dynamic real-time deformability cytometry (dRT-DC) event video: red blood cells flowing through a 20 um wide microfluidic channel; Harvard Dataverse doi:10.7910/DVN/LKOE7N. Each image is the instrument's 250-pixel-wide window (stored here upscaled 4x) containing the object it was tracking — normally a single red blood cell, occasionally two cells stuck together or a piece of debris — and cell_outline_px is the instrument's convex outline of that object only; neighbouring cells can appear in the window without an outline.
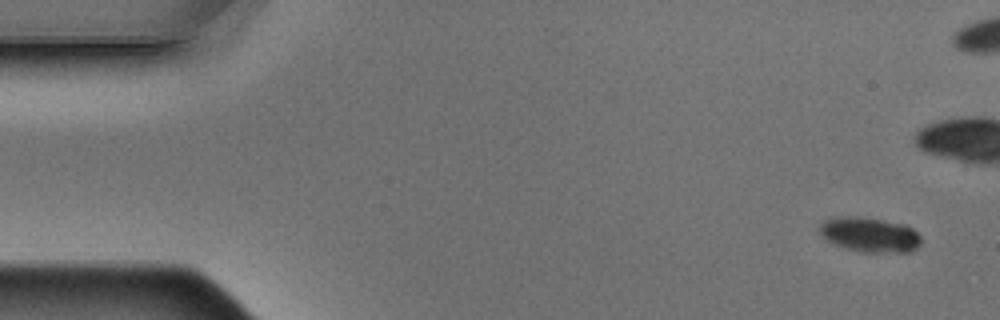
{"species": "Egyptian fruit bat (a non-hibernating species)", "species_latin": "Rousettus aegyptiacus", "temperature_condition": "warm", "stored_images_in_passage": 8, "camera_frame_rate_fps": 3000, "um_per_image_px": 0.085, "animal": {"sex": "male"}, "frame": {"image": 1, "passage_image": 1, "time_ms": 0.0, "image_size_px": [1000, 320], "cell_outline_px": [[920, 244], [916, 248], [908, 252], [860, 252], [844, 248], [832, 244], [820, 232], [820, 224], [824, 220], [836, 216], [860, 216], [904, 224], [912, 228], [920, 236]], "centroid_in_image_um": [73.9, 19.94], "position_along_channel_um": 11.1, "area_um2": 20.63}}
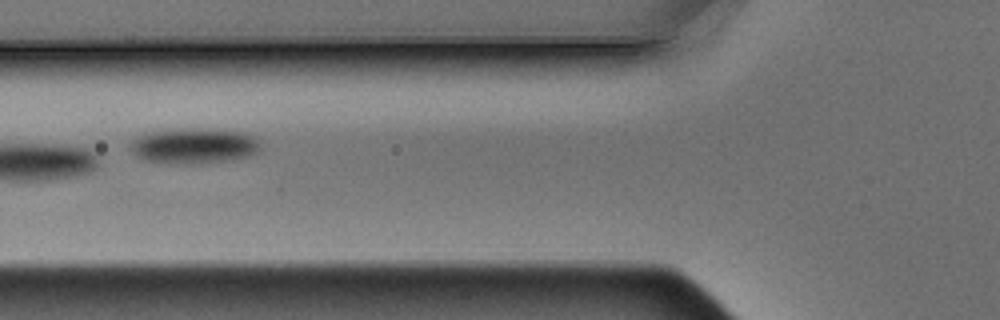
{"frame": {"image": 2, "passage_image": 7, "time_ms": 2.0, "image_size_px": [1000, 320], "cell_outline_px": [[260, 152], [248, 156], [228, 160], [192, 164], [180, 164], [144, 160], [136, 156], [132, 148], [132, 140], [148, 132], [196, 128], [200, 128], [244, 132], [256, 136], [260, 140]], "centroid_in_image_um": [16.57, 12.4], "position_along_channel_um": 109.2, "area_um2": 26.76}}
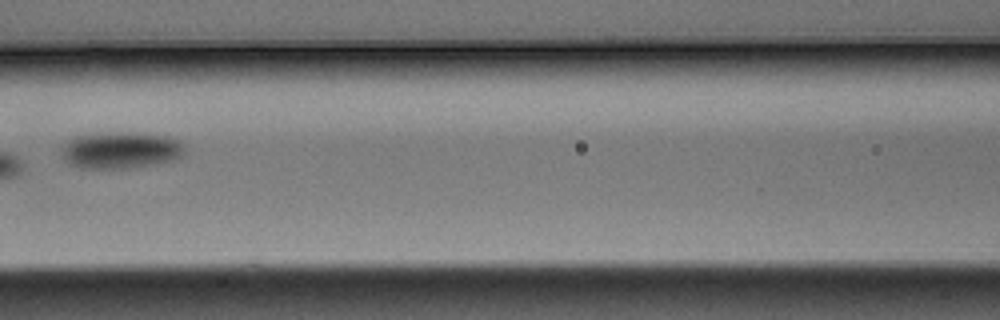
{"frame": {"image": 3, "passage_image": 8, "time_ms": 2.333, "image_size_px": [1000, 320], "cell_outline_px": [[184, 152], [180, 156], [172, 160], [128, 168], [80, 168], [72, 164], [64, 156], [64, 148], [68, 140], [76, 136], [104, 132], [120, 132], [168, 136], [176, 140], [184, 148]], "centroid_in_image_um": [10.26, 12.75], "position_along_channel_um": 156.3, "area_um2": 25.55}}